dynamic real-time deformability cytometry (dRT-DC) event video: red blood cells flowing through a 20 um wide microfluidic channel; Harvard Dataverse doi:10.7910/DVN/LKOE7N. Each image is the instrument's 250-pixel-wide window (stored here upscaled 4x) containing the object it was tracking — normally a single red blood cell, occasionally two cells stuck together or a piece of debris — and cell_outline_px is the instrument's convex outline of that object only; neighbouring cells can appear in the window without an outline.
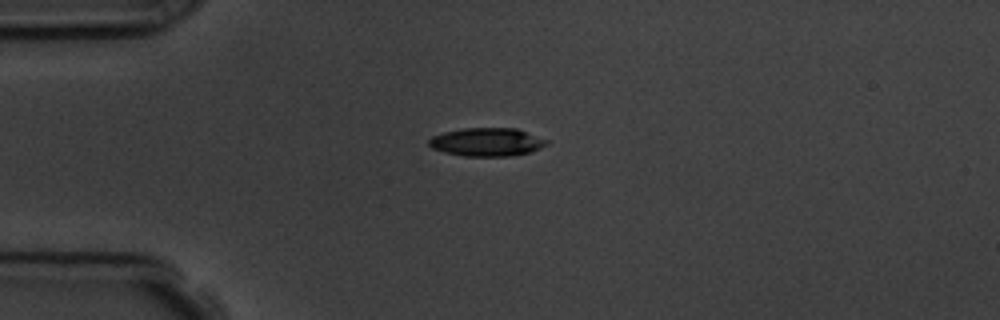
{"species": "common noctule bat (a hibernating species)", "species_latin": "Nyctalus noctula", "temperature_condition": "room temperature", "stored_images_in_passage": 4, "camera_frame_rate_fps": 3000, "um_per_image_px": 0.085, "animal": {"sex": "male", "body_mass_g": 19.5, "forearm_length_mm": 54.6}, "frame": {"image": 1, "passage_image": 4, "time_ms": 3.333, "image_size_px": [1000, 320], "cell_outline_px": [[548, 144], [532, 152], [512, 156], [464, 156], [444, 152], [432, 148], [428, 144], [428, 140], [432, 136], [444, 132], [464, 128], [516, 128], [548, 140]], "centroid_in_image_um": [41.39, 12.08], "position_along_channel_um": 43.6, "area_um2": 19.48}}